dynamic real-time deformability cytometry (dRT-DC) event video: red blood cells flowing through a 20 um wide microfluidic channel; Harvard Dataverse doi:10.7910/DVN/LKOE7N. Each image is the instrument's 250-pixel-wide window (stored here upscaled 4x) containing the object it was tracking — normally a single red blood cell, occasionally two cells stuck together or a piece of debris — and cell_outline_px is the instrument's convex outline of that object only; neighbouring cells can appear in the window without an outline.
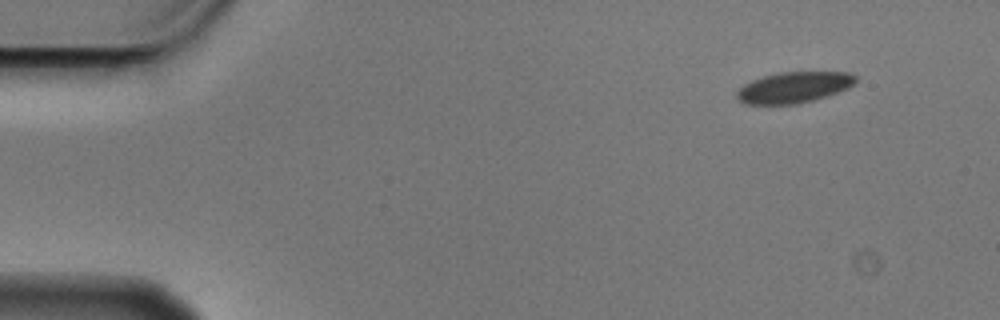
{"species": "Egyptian fruit bat (a non-hibernating species)", "species_latin": "Rousettus aegyptiacus", "temperature_condition": "cold", "stored_images_in_passage": 7, "camera_frame_rate_fps": 3000, "um_per_image_px": 0.085, "animal": {"sex": "male"}, "frame": {"image": 1, "passage_image": 1, "time_ms": 0.0, "image_size_px": [1000, 320], "cell_outline_px": [[856, 84], [848, 88], [812, 100], [796, 104], [744, 104], [736, 96], [736, 92], [744, 84], [752, 80], [776, 72], [848, 72], [856, 76]], "centroid_in_image_um": [67.47, 7.42], "position_along_channel_um": 17.5, "area_um2": 21.33}}
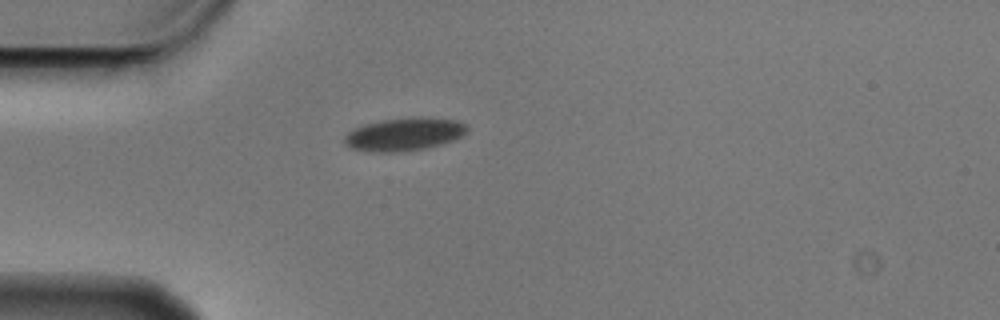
{"frame": {"image": 2, "passage_image": 4, "time_ms": 1.0, "image_size_px": [1000, 320], "cell_outline_px": [[468, 132], [464, 136], [428, 148], [396, 152], [368, 152], [352, 148], [344, 144], [344, 136], [348, 132], [364, 124], [384, 120], [412, 116], [424, 116], [456, 120], [464, 124], [468, 128]], "centroid_in_image_um": [34.38, 11.4], "position_along_channel_um": 50.6, "area_um2": 23.81}}